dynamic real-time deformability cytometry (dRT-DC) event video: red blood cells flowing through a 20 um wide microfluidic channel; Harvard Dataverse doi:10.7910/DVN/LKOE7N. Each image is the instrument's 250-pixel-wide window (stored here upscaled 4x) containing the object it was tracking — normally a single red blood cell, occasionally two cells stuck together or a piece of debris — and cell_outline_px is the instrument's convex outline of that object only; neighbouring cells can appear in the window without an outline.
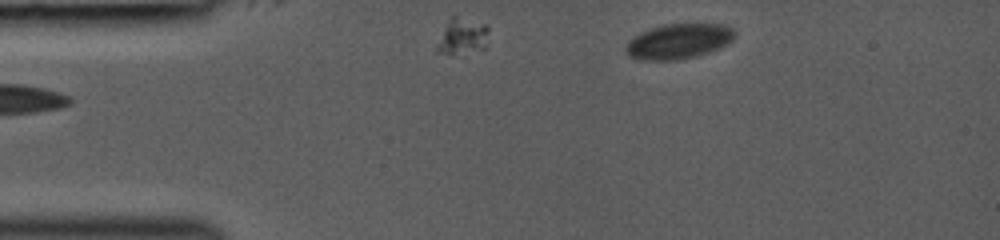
{"species": "common noctule bat (a hibernating species)", "species_latin": "Nyctalus noctula", "temperature_condition": "room temperature", "stored_images_in_passage": 23, "segment_of_instrument_passage": [1, 3], "camera_frame_rate_fps": 3000, "um_per_image_px": 0.085, "animal": {"sex": "female", "body_mass_g": 19.0, "forearm_length_mm": 53.3}, "frame": {"image": 1, "passage_image": 1, "time_ms": 0.0, "image_size_px": [1000, 240], "cell_outline_px": [[732, 40], [728, 44], [720, 48], [696, 56], [676, 60], [636, 60], [628, 56], [624, 52], [624, 48], [628, 40], [632, 36], [640, 32], [664, 24], [724, 24], [732, 28]], "centroid_in_image_um": [57.6, 3.52], "position_along_channel_um": 27.4, "area_um2": 22.43}}